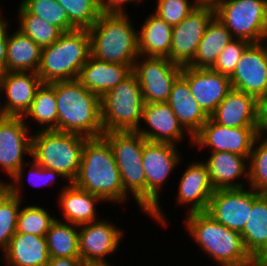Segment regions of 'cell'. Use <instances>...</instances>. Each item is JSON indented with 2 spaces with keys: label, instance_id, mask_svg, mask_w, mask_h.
Listing matches in <instances>:
<instances>
[{
  "label": "cell",
  "instance_id": "6da1fadb",
  "mask_svg": "<svg viewBox=\"0 0 267 266\" xmlns=\"http://www.w3.org/2000/svg\"><path fill=\"white\" fill-rule=\"evenodd\" d=\"M72 183L104 202L123 204L129 198L122 186L111 145L103 136L85 141L79 172Z\"/></svg>",
  "mask_w": 267,
  "mask_h": 266
},
{
  "label": "cell",
  "instance_id": "7a4b0ae2",
  "mask_svg": "<svg viewBox=\"0 0 267 266\" xmlns=\"http://www.w3.org/2000/svg\"><path fill=\"white\" fill-rule=\"evenodd\" d=\"M58 131L102 137L100 97L78 79L55 82Z\"/></svg>",
  "mask_w": 267,
  "mask_h": 266
},
{
  "label": "cell",
  "instance_id": "3957f363",
  "mask_svg": "<svg viewBox=\"0 0 267 266\" xmlns=\"http://www.w3.org/2000/svg\"><path fill=\"white\" fill-rule=\"evenodd\" d=\"M186 230L195 243L219 266H254L241 234L215 221L206 212L186 214Z\"/></svg>",
  "mask_w": 267,
  "mask_h": 266
},
{
  "label": "cell",
  "instance_id": "277c9868",
  "mask_svg": "<svg viewBox=\"0 0 267 266\" xmlns=\"http://www.w3.org/2000/svg\"><path fill=\"white\" fill-rule=\"evenodd\" d=\"M128 14L101 13L88 28L91 55L109 63L134 65L139 57L138 29L134 28Z\"/></svg>",
  "mask_w": 267,
  "mask_h": 266
},
{
  "label": "cell",
  "instance_id": "5b68a950",
  "mask_svg": "<svg viewBox=\"0 0 267 266\" xmlns=\"http://www.w3.org/2000/svg\"><path fill=\"white\" fill-rule=\"evenodd\" d=\"M90 54L87 29L62 32L53 44L42 48L37 75L43 83L77 79Z\"/></svg>",
  "mask_w": 267,
  "mask_h": 266
},
{
  "label": "cell",
  "instance_id": "8992f818",
  "mask_svg": "<svg viewBox=\"0 0 267 266\" xmlns=\"http://www.w3.org/2000/svg\"><path fill=\"white\" fill-rule=\"evenodd\" d=\"M87 139L76 133L36 130L32 134L31 159L41 167L59 172L68 183H72L78 175Z\"/></svg>",
  "mask_w": 267,
  "mask_h": 266
},
{
  "label": "cell",
  "instance_id": "52a82bcc",
  "mask_svg": "<svg viewBox=\"0 0 267 266\" xmlns=\"http://www.w3.org/2000/svg\"><path fill=\"white\" fill-rule=\"evenodd\" d=\"M113 150L124 191L146 213V175L142 167L143 146L147 141L136 131L104 132ZM131 194V195H130Z\"/></svg>",
  "mask_w": 267,
  "mask_h": 266
},
{
  "label": "cell",
  "instance_id": "ba28073f",
  "mask_svg": "<svg viewBox=\"0 0 267 266\" xmlns=\"http://www.w3.org/2000/svg\"><path fill=\"white\" fill-rule=\"evenodd\" d=\"M30 131V125L23 117L0 116V168L11 178V183H5L4 187L21 200L24 198L23 173L29 164L24 155L31 157L32 154Z\"/></svg>",
  "mask_w": 267,
  "mask_h": 266
},
{
  "label": "cell",
  "instance_id": "9c48e42d",
  "mask_svg": "<svg viewBox=\"0 0 267 266\" xmlns=\"http://www.w3.org/2000/svg\"><path fill=\"white\" fill-rule=\"evenodd\" d=\"M104 132L136 131L142 124L143 97L140 84L132 72L117 86L100 97Z\"/></svg>",
  "mask_w": 267,
  "mask_h": 266
},
{
  "label": "cell",
  "instance_id": "30bf717a",
  "mask_svg": "<svg viewBox=\"0 0 267 266\" xmlns=\"http://www.w3.org/2000/svg\"><path fill=\"white\" fill-rule=\"evenodd\" d=\"M178 146L146 141L143 146L142 167L146 175V213L166 227V217L160 206V192L174 168L182 164ZM176 166V167H175ZM161 190V191H160ZM164 214V215H163Z\"/></svg>",
  "mask_w": 267,
  "mask_h": 266
},
{
  "label": "cell",
  "instance_id": "8fae6325",
  "mask_svg": "<svg viewBox=\"0 0 267 266\" xmlns=\"http://www.w3.org/2000/svg\"><path fill=\"white\" fill-rule=\"evenodd\" d=\"M214 9L215 17L234 38L249 43L264 41L267 30V0H224Z\"/></svg>",
  "mask_w": 267,
  "mask_h": 266
},
{
  "label": "cell",
  "instance_id": "7c38bea8",
  "mask_svg": "<svg viewBox=\"0 0 267 266\" xmlns=\"http://www.w3.org/2000/svg\"><path fill=\"white\" fill-rule=\"evenodd\" d=\"M181 70L182 66L166 57L139 55L134 62L132 72L140 84L144 103L167 102L175 80L181 75Z\"/></svg>",
  "mask_w": 267,
  "mask_h": 266
},
{
  "label": "cell",
  "instance_id": "4fadbf2b",
  "mask_svg": "<svg viewBox=\"0 0 267 266\" xmlns=\"http://www.w3.org/2000/svg\"><path fill=\"white\" fill-rule=\"evenodd\" d=\"M79 253L85 266H114L107 255L115 254L120 248L124 230L104 218L78 226Z\"/></svg>",
  "mask_w": 267,
  "mask_h": 266
},
{
  "label": "cell",
  "instance_id": "5bb4252c",
  "mask_svg": "<svg viewBox=\"0 0 267 266\" xmlns=\"http://www.w3.org/2000/svg\"><path fill=\"white\" fill-rule=\"evenodd\" d=\"M215 16L212 6L200 4L179 24L173 26L168 59L180 66H188L194 59L205 29Z\"/></svg>",
  "mask_w": 267,
  "mask_h": 266
},
{
  "label": "cell",
  "instance_id": "9a60e30c",
  "mask_svg": "<svg viewBox=\"0 0 267 266\" xmlns=\"http://www.w3.org/2000/svg\"><path fill=\"white\" fill-rule=\"evenodd\" d=\"M259 127L231 128L214 122L210 117L193 136L192 146L211 152H231L240 156H250L252 146L258 137Z\"/></svg>",
  "mask_w": 267,
  "mask_h": 266
},
{
  "label": "cell",
  "instance_id": "2e32d148",
  "mask_svg": "<svg viewBox=\"0 0 267 266\" xmlns=\"http://www.w3.org/2000/svg\"><path fill=\"white\" fill-rule=\"evenodd\" d=\"M250 188L214 190L206 213L225 227L243 232L252 211L253 202L260 196Z\"/></svg>",
  "mask_w": 267,
  "mask_h": 266
},
{
  "label": "cell",
  "instance_id": "e0dca14e",
  "mask_svg": "<svg viewBox=\"0 0 267 266\" xmlns=\"http://www.w3.org/2000/svg\"><path fill=\"white\" fill-rule=\"evenodd\" d=\"M232 88L254 96L259 102L267 99V46L251 43L243 52L233 74Z\"/></svg>",
  "mask_w": 267,
  "mask_h": 266
},
{
  "label": "cell",
  "instance_id": "ac0fdd59",
  "mask_svg": "<svg viewBox=\"0 0 267 266\" xmlns=\"http://www.w3.org/2000/svg\"><path fill=\"white\" fill-rule=\"evenodd\" d=\"M42 83L35 72H5L1 74L0 116L23 117L30 109L36 91ZM2 93L5 95L3 104L1 103Z\"/></svg>",
  "mask_w": 267,
  "mask_h": 266
},
{
  "label": "cell",
  "instance_id": "d6986e66",
  "mask_svg": "<svg viewBox=\"0 0 267 266\" xmlns=\"http://www.w3.org/2000/svg\"><path fill=\"white\" fill-rule=\"evenodd\" d=\"M146 126L137 128L147 141L169 143L176 145L185 135L193 143V137L179 123L176 115L167 102L144 103L141 122Z\"/></svg>",
  "mask_w": 267,
  "mask_h": 266
},
{
  "label": "cell",
  "instance_id": "ffe728a7",
  "mask_svg": "<svg viewBox=\"0 0 267 266\" xmlns=\"http://www.w3.org/2000/svg\"><path fill=\"white\" fill-rule=\"evenodd\" d=\"M181 75L188 81L191 94L208 116L233 89L229 76L210 68L183 66Z\"/></svg>",
  "mask_w": 267,
  "mask_h": 266
},
{
  "label": "cell",
  "instance_id": "44dd1931",
  "mask_svg": "<svg viewBox=\"0 0 267 266\" xmlns=\"http://www.w3.org/2000/svg\"><path fill=\"white\" fill-rule=\"evenodd\" d=\"M192 162L187 164L188 166L180 178L178 194L175 199L183 207L190 206L187 209L188 214L206 212L215 190L209 178L207 165L202 161Z\"/></svg>",
  "mask_w": 267,
  "mask_h": 266
},
{
  "label": "cell",
  "instance_id": "7402d4cb",
  "mask_svg": "<svg viewBox=\"0 0 267 266\" xmlns=\"http://www.w3.org/2000/svg\"><path fill=\"white\" fill-rule=\"evenodd\" d=\"M260 102L252 95L232 89L209 116L231 128L259 127Z\"/></svg>",
  "mask_w": 267,
  "mask_h": 266
},
{
  "label": "cell",
  "instance_id": "603a6c76",
  "mask_svg": "<svg viewBox=\"0 0 267 266\" xmlns=\"http://www.w3.org/2000/svg\"><path fill=\"white\" fill-rule=\"evenodd\" d=\"M248 159L249 156H240L231 152H211L208 159L203 162L207 165L213 188L219 190L247 187L245 183H248ZM243 177L246 182L241 181Z\"/></svg>",
  "mask_w": 267,
  "mask_h": 266
},
{
  "label": "cell",
  "instance_id": "cb8c5ba5",
  "mask_svg": "<svg viewBox=\"0 0 267 266\" xmlns=\"http://www.w3.org/2000/svg\"><path fill=\"white\" fill-rule=\"evenodd\" d=\"M133 66L105 62L90 54L77 79L88 90L101 97L127 78L132 73Z\"/></svg>",
  "mask_w": 267,
  "mask_h": 266
},
{
  "label": "cell",
  "instance_id": "d4e9b609",
  "mask_svg": "<svg viewBox=\"0 0 267 266\" xmlns=\"http://www.w3.org/2000/svg\"><path fill=\"white\" fill-rule=\"evenodd\" d=\"M62 187L58 195V206L62 210L64 222L80 226L100 219L96 204L103 200L99 196L82 190L73 183Z\"/></svg>",
  "mask_w": 267,
  "mask_h": 266
},
{
  "label": "cell",
  "instance_id": "484cf974",
  "mask_svg": "<svg viewBox=\"0 0 267 266\" xmlns=\"http://www.w3.org/2000/svg\"><path fill=\"white\" fill-rule=\"evenodd\" d=\"M167 103L179 123L192 137L209 119L194 99L188 81L182 75L175 80Z\"/></svg>",
  "mask_w": 267,
  "mask_h": 266
},
{
  "label": "cell",
  "instance_id": "4316f807",
  "mask_svg": "<svg viewBox=\"0 0 267 266\" xmlns=\"http://www.w3.org/2000/svg\"><path fill=\"white\" fill-rule=\"evenodd\" d=\"M2 258L10 266H46L50 258L47 239L33 234L15 233Z\"/></svg>",
  "mask_w": 267,
  "mask_h": 266
},
{
  "label": "cell",
  "instance_id": "83f0119b",
  "mask_svg": "<svg viewBox=\"0 0 267 266\" xmlns=\"http://www.w3.org/2000/svg\"><path fill=\"white\" fill-rule=\"evenodd\" d=\"M241 237L246 251L256 262H267V194H261L253 202Z\"/></svg>",
  "mask_w": 267,
  "mask_h": 266
},
{
  "label": "cell",
  "instance_id": "f1b7e54d",
  "mask_svg": "<svg viewBox=\"0 0 267 266\" xmlns=\"http://www.w3.org/2000/svg\"><path fill=\"white\" fill-rule=\"evenodd\" d=\"M42 48L19 29L8 33L6 46V72H35L41 61Z\"/></svg>",
  "mask_w": 267,
  "mask_h": 266
},
{
  "label": "cell",
  "instance_id": "f546056e",
  "mask_svg": "<svg viewBox=\"0 0 267 266\" xmlns=\"http://www.w3.org/2000/svg\"><path fill=\"white\" fill-rule=\"evenodd\" d=\"M138 31V52L147 57H168L173 27L155 13L144 20Z\"/></svg>",
  "mask_w": 267,
  "mask_h": 266
},
{
  "label": "cell",
  "instance_id": "4dcf8cb0",
  "mask_svg": "<svg viewBox=\"0 0 267 266\" xmlns=\"http://www.w3.org/2000/svg\"><path fill=\"white\" fill-rule=\"evenodd\" d=\"M234 37L215 16L208 23L196 55L188 65L194 68H212L226 45Z\"/></svg>",
  "mask_w": 267,
  "mask_h": 266
},
{
  "label": "cell",
  "instance_id": "1f68e13d",
  "mask_svg": "<svg viewBox=\"0 0 267 266\" xmlns=\"http://www.w3.org/2000/svg\"><path fill=\"white\" fill-rule=\"evenodd\" d=\"M26 121L31 119L37 123L40 131L57 130L58 131V114L55 97V82L42 83L36 91L30 109L23 116Z\"/></svg>",
  "mask_w": 267,
  "mask_h": 266
},
{
  "label": "cell",
  "instance_id": "d6a6232c",
  "mask_svg": "<svg viewBox=\"0 0 267 266\" xmlns=\"http://www.w3.org/2000/svg\"><path fill=\"white\" fill-rule=\"evenodd\" d=\"M46 239L50 258H80L77 225L56 218Z\"/></svg>",
  "mask_w": 267,
  "mask_h": 266
},
{
  "label": "cell",
  "instance_id": "836d02e7",
  "mask_svg": "<svg viewBox=\"0 0 267 266\" xmlns=\"http://www.w3.org/2000/svg\"><path fill=\"white\" fill-rule=\"evenodd\" d=\"M19 29L41 48L53 44L62 31L39 16L31 14L21 3L18 8Z\"/></svg>",
  "mask_w": 267,
  "mask_h": 266
},
{
  "label": "cell",
  "instance_id": "e575fe53",
  "mask_svg": "<svg viewBox=\"0 0 267 266\" xmlns=\"http://www.w3.org/2000/svg\"><path fill=\"white\" fill-rule=\"evenodd\" d=\"M23 200L12 195L5 187L0 190V250L2 253L9 246L16 233L17 218Z\"/></svg>",
  "mask_w": 267,
  "mask_h": 266
},
{
  "label": "cell",
  "instance_id": "d590c367",
  "mask_svg": "<svg viewBox=\"0 0 267 266\" xmlns=\"http://www.w3.org/2000/svg\"><path fill=\"white\" fill-rule=\"evenodd\" d=\"M56 217L40 205H28L20 208L17 218L16 233L33 234L46 237Z\"/></svg>",
  "mask_w": 267,
  "mask_h": 266
},
{
  "label": "cell",
  "instance_id": "8d00e7d4",
  "mask_svg": "<svg viewBox=\"0 0 267 266\" xmlns=\"http://www.w3.org/2000/svg\"><path fill=\"white\" fill-rule=\"evenodd\" d=\"M248 186L260 194H267V141L255 139L248 159Z\"/></svg>",
  "mask_w": 267,
  "mask_h": 266
},
{
  "label": "cell",
  "instance_id": "74e56055",
  "mask_svg": "<svg viewBox=\"0 0 267 266\" xmlns=\"http://www.w3.org/2000/svg\"><path fill=\"white\" fill-rule=\"evenodd\" d=\"M31 14L55 25L62 32L76 29L70 22L67 12L57 0H22L20 2Z\"/></svg>",
  "mask_w": 267,
  "mask_h": 266
},
{
  "label": "cell",
  "instance_id": "f35d334b",
  "mask_svg": "<svg viewBox=\"0 0 267 266\" xmlns=\"http://www.w3.org/2000/svg\"><path fill=\"white\" fill-rule=\"evenodd\" d=\"M76 28L88 29L99 18L98 0H57Z\"/></svg>",
  "mask_w": 267,
  "mask_h": 266
},
{
  "label": "cell",
  "instance_id": "ab89813d",
  "mask_svg": "<svg viewBox=\"0 0 267 266\" xmlns=\"http://www.w3.org/2000/svg\"><path fill=\"white\" fill-rule=\"evenodd\" d=\"M157 0L155 14L172 27L179 24L201 3L200 0Z\"/></svg>",
  "mask_w": 267,
  "mask_h": 266
},
{
  "label": "cell",
  "instance_id": "60d3db41",
  "mask_svg": "<svg viewBox=\"0 0 267 266\" xmlns=\"http://www.w3.org/2000/svg\"><path fill=\"white\" fill-rule=\"evenodd\" d=\"M250 44L251 43L246 40L237 38L232 39L218 56L216 63L211 69L230 77L233 74L244 50Z\"/></svg>",
  "mask_w": 267,
  "mask_h": 266
},
{
  "label": "cell",
  "instance_id": "b9f144b4",
  "mask_svg": "<svg viewBox=\"0 0 267 266\" xmlns=\"http://www.w3.org/2000/svg\"><path fill=\"white\" fill-rule=\"evenodd\" d=\"M31 163L29 165L30 170L28 172L29 178L28 177L27 178L29 180L28 182H30V184L32 183L31 184L32 186L35 185L36 187H39L41 185L45 186L46 184L51 185L53 182H56L55 181L56 179H59L58 177L65 179L59 172H56L52 169L41 167L33 159Z\"/></svg>",
  "mask_w": 267,
  "mask_h": 266
},
{
  "label": "cell",
  "instance_id": "7bdbcfd3",
  "mask_svg": "<svg viewBox=\"0 0 267 266\" xmlns=\"http://www.w3.org/2000/svg\"><path fill=\"white\" fill-rule=\"evenodd\" d=\"M144 0H98L99 10L104 14H128L125 6L129 3L140 4Z\"/></svg>",
  "mask_w": 267,
  "mask_h": 266
},
{
  "label": "cell",
  "instance_id": "ee69618b",
  "mask_svg": "<svg viewBox=\"0 0 267 266\" xmlns=\"http://www.w3.org/2000/svg\"><path fill=\"white\" fill-rule=\"evenodd\" d=\"M9 20L0 15V75L6 72V46L8 39Z\"/></svg>",
  "mask_w": 267,
  "mask_h": 266
},
{
  "label": "cell",
  "instance_id": "f6af8a7d",
  "mask_svg": "<svg viewBox=\"0 0 267 266\" xmlns=\"http://www.w3.org/2000/svg\"><path fill=\"white\" fill-rule=\"evenodd\" d=\"M258 136L267 141V99L260 101Z\"/></svg>",
  "mask_w": 267,
  "mask_h": 266
},
{
  "label": "cell",
  "instance_id": "bcb514c9",
  "mask_svg": "<svg viewBox=\"0 0 267 266\" xmlns=\"http://www.w3.org/2000/svg\"><path fill=\"white\" fill-rule=\"evenodd\" d=\"M46 266H85L80 258H49Z\"/></svg>",
  "mask_w": 267,
  "mask_h": 266
},
{
  "label": "cell",
  "instance_id": "7dc6e473",
  "mask_svg": "<svg viewBox=\"0 0 267 266\" xmlns=\"http://www.w3.org/2000/svg\"><path fill=\"white\" fill-rule=\"evenodd\" d=\"M222 1H224V0H200V3L204 4V5L215 7L217 4H219Z\"/></svg>",
  "mask_w": 267,
  "mask_h": 266
},
{
  "label": "cell",
  "instance_id": "c3c4849f",
  "mask_svg": "<svg viewBox=\"0 0 267 266\" xmlns=\"http://www.w3.org/2000/svg\"><path fill=\"white\" fill-rule=\"evenodd\" d=\"M254 266H267V262H256Z\"/></svg>",
  "mask_w": 267,
  "mask_h": 266
},
{
  "label": "cell",
  "instance_id": "681fc988",
  "mask_svg": "<svg viewBox=\"0 0 267 266\" xmlns=\"http://www.w3.org/2000/svg\"><path fill=\"white\" fill-rule=\"evenodd\" d=\"M5 183H6L5 181L0 180V190L4 187Z\"/></svg>",
  "mask_w": 267,
  "mask_h": 266
},
{
  "label": "cell",
  "instance_id": "f907efd6",
  "mask_svg": "<svg viewBox=\"0 0 267 266\" xmlns=\"http://www.w3.org/2000/svg\"><path fill=\"white\" fill-rule=\"evenodd\" d=\"M265 44H266V46H267V30H266V34H265V38H264V41H263Z\"/></svg>",
  "mask_w": 267,
  "mask_h": 266
}]
</instances>
